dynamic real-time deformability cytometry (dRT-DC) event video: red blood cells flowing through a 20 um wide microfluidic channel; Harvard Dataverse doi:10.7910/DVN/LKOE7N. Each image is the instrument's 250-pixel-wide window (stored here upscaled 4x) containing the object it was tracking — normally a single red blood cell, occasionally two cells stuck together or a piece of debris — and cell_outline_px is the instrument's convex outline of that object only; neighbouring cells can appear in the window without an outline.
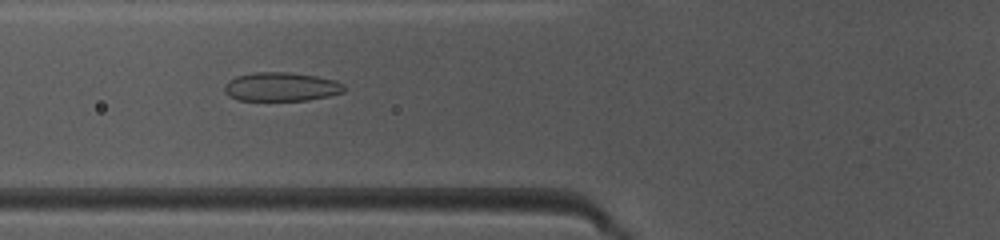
{"species": "common noctule bat (a hibernating species)", "species_latin": "Nyctalus noctula", "temperature_condition": "warm", "stored_images_in_passage": 34, "camera_frame_rate_fps": 3000, "um_per_image_px": 0.085, "animal": {"sex": "female", "body_mass_g": 10.0, "forearm_length_mm": 53.1}, "frame": {"image": 1, "passage_image": 7, "time_ms": 2.0, "image_size_px": [1000, 240], "cell_outline_px": [[344, 92], [328, 96], [308, 100], [236, 100], [228, 96], [224, 92], [224, 84], [228, 80], [236, 76], [252, 72], [288, 72], [316, 76], [336, 80], [344, 84]], "centroid_in_image_um": [23.87, 7.37], "position_along_channel_um": 101.9, "area_um2": 20.29}}
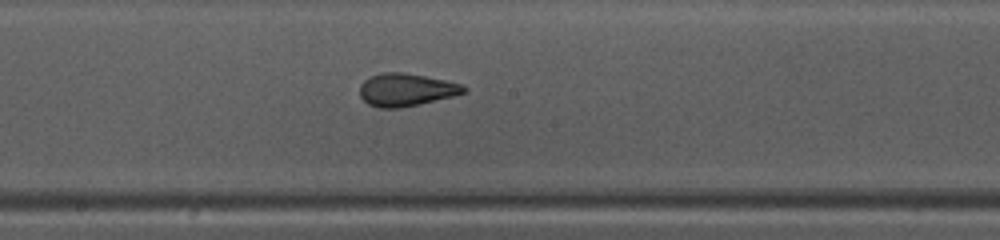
{"frame": {"image": 2, "passage_image": 15, "time_ms": 4.667, "image_size_px": [1000, 240], "cell_outline_px": [[468, 92], [420, 104], [400, 108], [380, 108], [368, 104], [360, 96], [360, 84], [364, 80], [380, 72], [404, 72], [464, 84], [468, 88]], "centroid_in_image_um": [34.54, 7.63], "position_along_channel_um": 213.7, "area_um2": 19.94}}
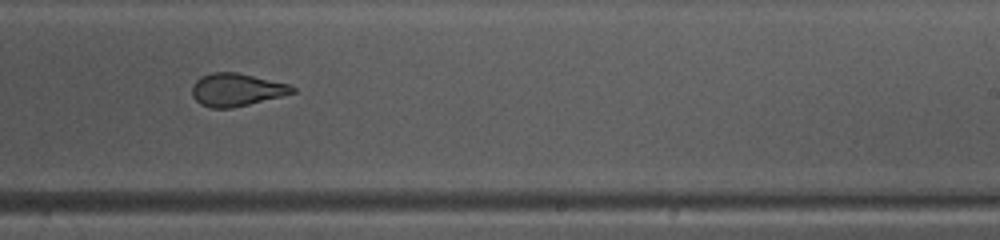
{"frame": {"image": 3, "passage_image": 19, "time_ms": 6.0, "image_size_px": [1000, 240], "cell_outline_px": [[296, 92], [232, 108], [212, 108], [200, 104], [192, 96], [192, 84], [200, 76], [212, 72], [236, 72], [288, 84], [296, 88]], "centroid_in_image_um": [20.05, 7.62], "position_along_channel_um": 268.9, "area_um2": 19.02}, "authors_computed_cell_mechanics": {"area_um2": 20.5768, "velocity_mm_per_s": 4.1546, "shape_relaxation_time_tau1_ms": 5.7147, "shape_relaxation_time_tau2_ms": 0.8161, "deformation_change_tau1": 0.1602, "deformation_change_tau2": 0.0742}}